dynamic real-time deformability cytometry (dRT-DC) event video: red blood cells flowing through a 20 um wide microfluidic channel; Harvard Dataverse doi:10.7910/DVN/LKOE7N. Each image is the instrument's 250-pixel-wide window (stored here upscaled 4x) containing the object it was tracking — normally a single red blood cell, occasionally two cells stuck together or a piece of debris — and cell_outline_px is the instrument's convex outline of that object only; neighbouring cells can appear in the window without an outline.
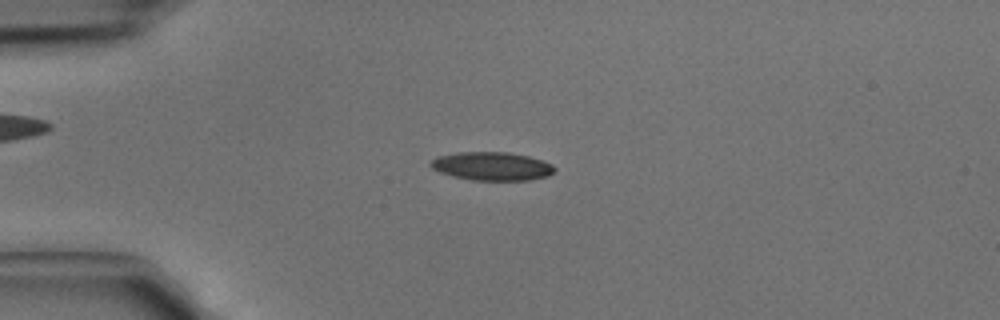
{"species": "common noctule bat (a hibernating species)", "species_latin": "Nyctalus noctula", "temperature_condition": "cold", "stored_images_in_passage": 42, "camera_frame_rate_fps": 3000, "um_per_image_px": 0.085, "animal": {"sex": "male", "body_mass_g": 15.6}, "frame": {"image": 1, "passage_image": 10, "time_ms": 3.0, "image_size_px": [1000, 320], "cell_outline_px": [[556, 172], [548, 176], [528, 180], [472, 180], [452, 176], [440, 172], [432, 168], [428, 164], [436, 156], [456, 152], [508, 152], [528, 156], [552, 164], [556, 168]], "centroid_in_image_um": [41.8, 14.12], "position_along_channel_um": 43.2, "area_um2": 20.63}}
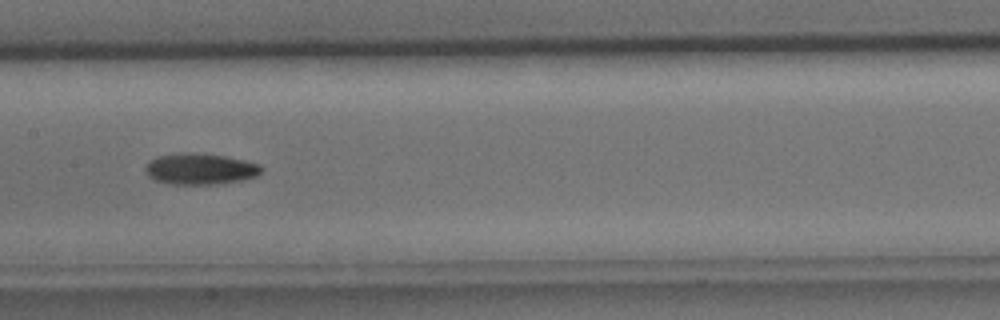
{"frame": {"image": 2, "passage_image": 21, "time_ms": 6.667, "image_size_px": [1000, 320], "cell_outline_px": [[264, 168], [256, 176], [244, 180], [216, 184], [172, 184], [156, 180], [148, 176], [144, 172], [144, 168], [148, 160], [156, 156], [184, 152], [196, 152], [224, 156], [260, 164]], "centroid_in_image_um": [16.98, 14.35], "position_along_channel_um": 190.4, "area_um2": 21.27}}
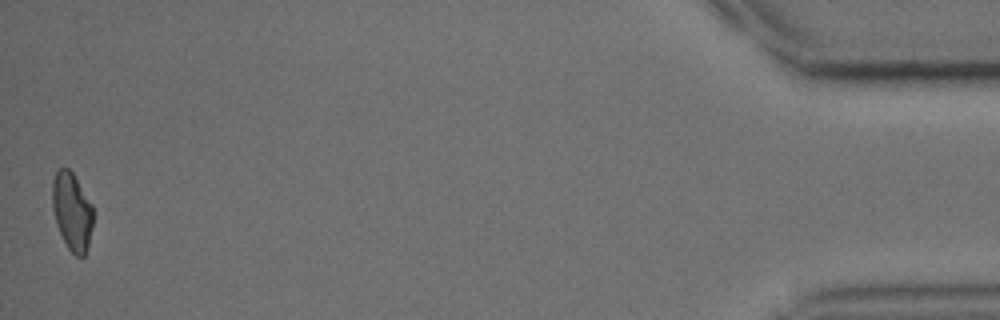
{"frame": {"image": 3, "passage_image": 42, "time_ms": 13.667, "image_size_px": [1000, 320], "cell_outline_px": [[92, 228], [88, 244], [84, 256], [76, 256], [68, 248], [56, 224], [52, 208], [52, 180], [56, 172], [60, 168], [68, 168], [72, 172], [92, 204]], "centroid_in_image_um": [6.1, 17.96], "position_along_channel_um": 429.1, "area_um2": 18.32}}